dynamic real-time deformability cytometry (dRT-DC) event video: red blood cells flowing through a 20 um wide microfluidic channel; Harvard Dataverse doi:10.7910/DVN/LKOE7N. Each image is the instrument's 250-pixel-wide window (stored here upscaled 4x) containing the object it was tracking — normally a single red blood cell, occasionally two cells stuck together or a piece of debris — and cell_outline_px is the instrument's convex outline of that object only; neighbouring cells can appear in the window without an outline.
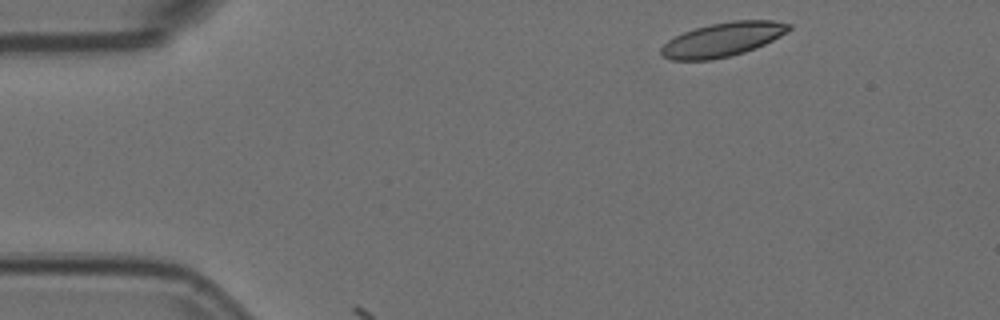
{"species": "Egyptian fruit bat (a non-hibernating species)", "species_latin": "Rousettus aegyptiacus", "temperature_condition": "room temperature", "stored_images_in_passage": 9, "camera_frame_rate_fps": 3000, "um_per_image_px": 0.085, "animal": {"sex": "female"}, "frame": {"image": 1, "passage_image": 1, "time_ms": 0.0, "image_size_px": [1000, 320], "cell_outline_px": [[792, 28], [780, 36], [764, 44], [744, 52], [712, 60], [672, 60], [664, 56], [660, 52], [660, 48], [668, 40], [684, 32], [696, 28], [712, 24], [732, 20], [776, 20], [792, 24]], "centroid_in_image_um": [61.45, 3.35], "position_along_channel_um": 23.6, "area_um2": 25.14}}
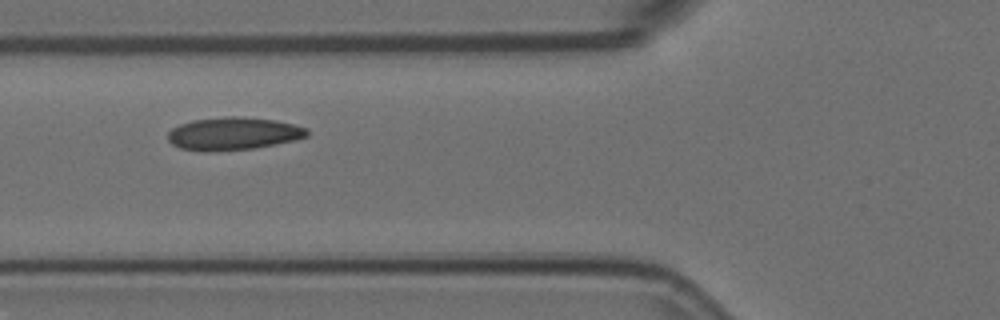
{"frame": {"image": 2, "passage_image": 4, "time_ms": 1.0, "image_size_px": [1000, 320], "cell_outline_px": [[308, 136], [292, 140], [252, 148], [212, 152], [204, 152], [180, 148], [172, 144], [168, 140], [168, 132], [172, 128], [180, 124], [192, 120], [228, 116], [240, 116], [276, 120], [308, 128]], "centroid_in_image_um": [19.79, 11.35], "position_along_channel_um": 106.0, "area_um2": 26.53}}
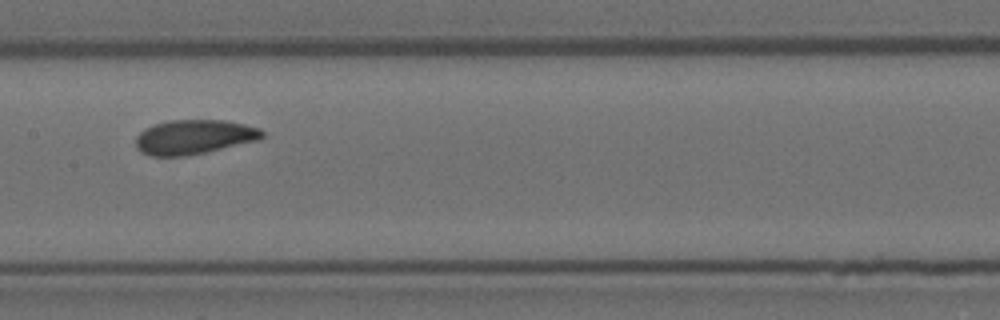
{"frame": {"image": 3, "passage_image": 6, "time_ms": 1.667, "image_size_px": [1000, 320], "cell_outline_px": [[264, 136], [260, 140], [188, 156], [148, 156], [140, 152], [136, 148], [136, 136], [144, 128], [152, 124], [168, 120], [224, 120], [244, 124], [260, 128], [264, 132]], "centroid_in_image_um": [16.47, 11.64], "position_along_channel_um": 190.9, "area_um2": 25.78}}